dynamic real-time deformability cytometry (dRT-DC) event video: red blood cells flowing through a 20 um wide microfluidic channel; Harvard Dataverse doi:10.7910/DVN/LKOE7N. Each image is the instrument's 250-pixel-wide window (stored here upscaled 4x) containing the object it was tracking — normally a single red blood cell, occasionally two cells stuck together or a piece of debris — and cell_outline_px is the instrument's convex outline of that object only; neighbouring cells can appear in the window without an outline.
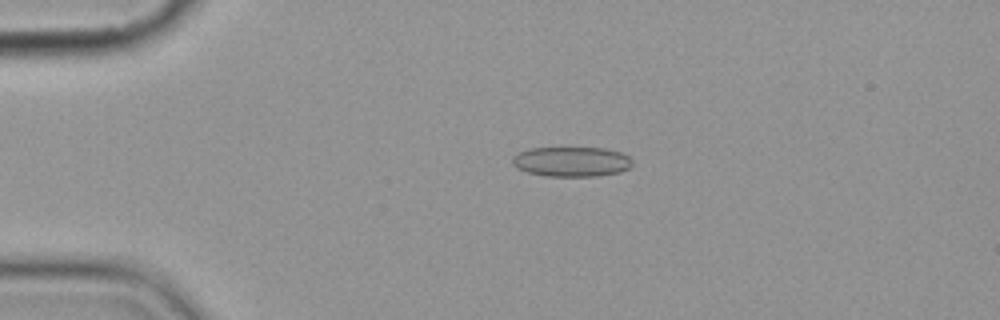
{"species": "common noctule bat (a hibernating species)", "species_latin": "Nyctalus noctula", "temperature_condition": "cold", "stored_images_in_passage": 2, "camera_frame_rate_fps": 3000, "um_per_image_px": 0.085, "animal": {"sex": "female", "body_mass_g": 19.9}, "frame": {"image": 1, "passage_image": 1, "time_ms": 0.0, "image_size_px": [1000, 320], "cell_outline_px": [[632, 164], [628, 168], [620, 172], [596, 176], [544, 176], [528, 172], [516, 168], [512, 164], [512, 156], [528, 148], [604, 148], [624, 152], [632, 160]], "centroid_in_image_um": [48.58, 13.74], "position_along_channel_um": 36.4, "area_um2": 21.04}}